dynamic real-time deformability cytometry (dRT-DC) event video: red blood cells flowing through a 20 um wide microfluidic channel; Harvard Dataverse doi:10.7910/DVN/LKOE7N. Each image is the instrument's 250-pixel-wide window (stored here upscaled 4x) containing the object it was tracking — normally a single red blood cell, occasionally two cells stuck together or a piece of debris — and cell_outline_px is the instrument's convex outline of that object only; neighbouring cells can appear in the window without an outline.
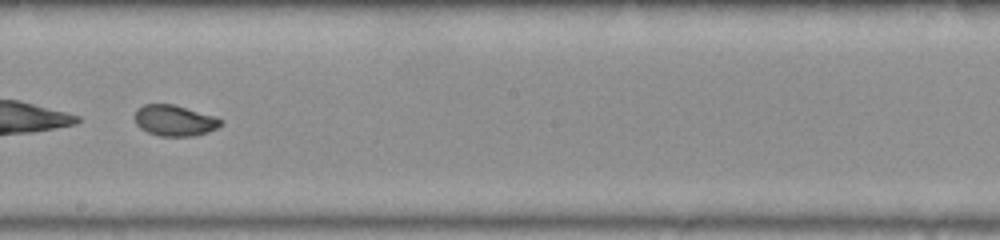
{"species": "common noctule bat (a hibernating species)", "species_latin": "Nyctalus noctula", "temperature_condition": "warm", "stored_images_in_passage": 28, "camera_frame_rate_fps": 3000, "um_per_image_px": 0.085, "animal": {"sex": "female", "body_mass_g": 22.0, "forearm_length_mm": 56.7}, "frame": {"image": 1, "passage_image": 13, "time_ms": 4.0, "image_size_px": [1000, 240], "cell_outline_px": [[224, 124], [208, 132], [192, 136], [160, 136], [148, 132], [140, 128], [136, 124], [132, 116], [136, 108], [144, 104], [172, 104], [212, 116], [224, 120]], "centroid_in_image_um": [14.78, 10.24], "position_along_channel_um": 233.4, "area_um2": 15.55}}
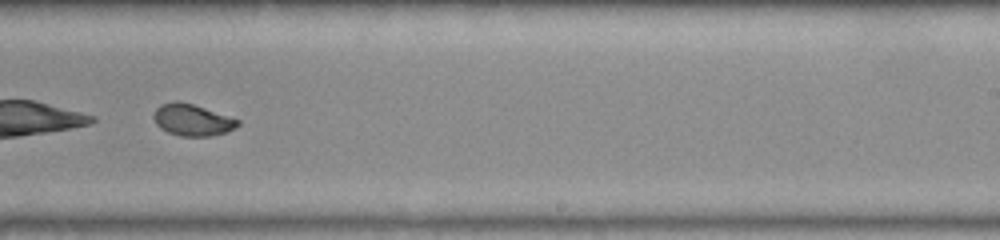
{"frame": {"image": 2, "passage_image": 16, "time_ms": 5.0, "image_size_px": [1000, 240], "cell_outline_px": [[240, 124], [236, 128], [212, 136], [180, 136], [168, 132], [160, 128], [156, 124], [152, 116], [156, 108], [160, 104], [176, 100], [180, 100], [240, 120]], "centroid_in_image_um": [16.31, 10.19], "position_along_channel_um": 272.7, "area_um2": 15.55}}